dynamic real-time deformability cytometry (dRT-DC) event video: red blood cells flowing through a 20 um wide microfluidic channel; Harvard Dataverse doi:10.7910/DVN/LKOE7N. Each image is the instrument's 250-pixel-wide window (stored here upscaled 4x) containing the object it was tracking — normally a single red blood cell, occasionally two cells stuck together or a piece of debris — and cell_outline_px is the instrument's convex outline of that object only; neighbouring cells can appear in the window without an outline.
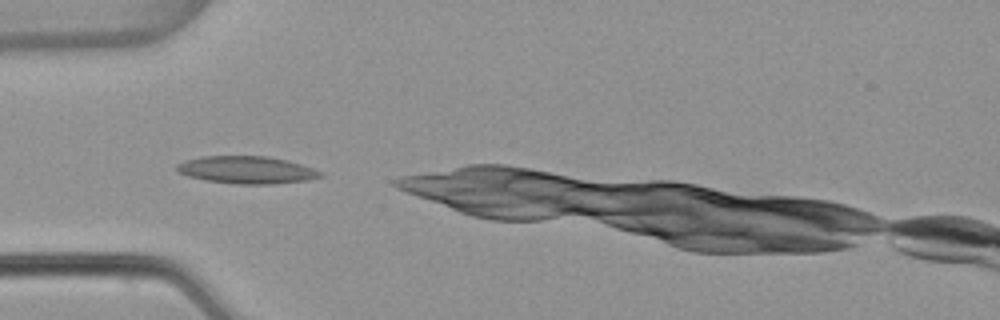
{"species": "common noctule bat (a hibernating species)", "species_latin": "Nyctalus noctula", "temperature_condition": "warm", "stored_images_in_passage": 27, "camera_frame_rate_fps": 3000, "um_per_image_px": 0.085, "animal": {"sex": "female", "body_mass_g": 22.7, "forearm_length_mm": 54.2}, "frame": {"image": 1, "passage_image": 1, "time_ms": 0.0, "image_size_px": [1000, 320], "cell_outline_px": [[324, 176], [308, 180], [276, 184], [236, 184], [204, 180], [188, 176], [180, 172], [176, 168], [176, 164], [184, 160], [204, 156], [268, 156], [288, 160], [324, 172]], "centroid_in_image_um": [21.0, 14.44], "position_along_channel_um": 64.0, "area_um2": 23.12}}
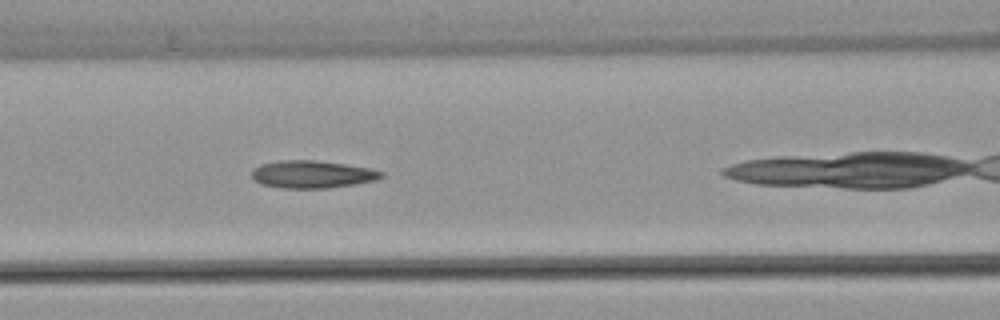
{"frame": {"image": 2, "passage_image": 7, "time_ms": 2.0, "image_size_px": [1000, 320], "cell_outline_px": [[384, 176], [376, 180], [328, 188], [280, 188], [260, 184], [252, 176], [252, 168], [260, 164], [280, 160], [316, 160], [344, 164], [368, 168], [384, 172]], "centroid_in_image_um": [26.5, 14.81], "position_along_channel_um": 140.1, "area_um2": 20.75}}
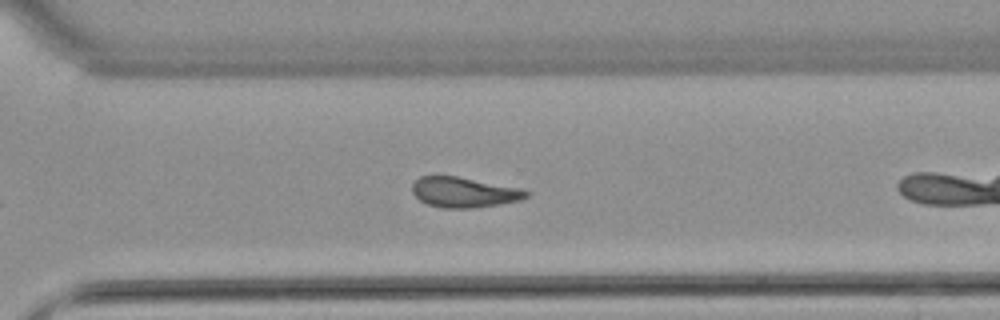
{"frame": {"image": 3, "passage_image": 22, "time_ms": 7.0, "image_size_px": [1000, 320], "cell_outline_px": [[528, 196], [520, 200], [500, 204], [472, 208], [444, 208], [428, 204], [420, 200], [412, 192], [412, 184], [420, 176], [456, 176], [516, 188], [528, 192]], "centroid_in_image_um": [39.38, 16.35], "position_along_channel_um": 331.2, "area_um2": 19.65}}